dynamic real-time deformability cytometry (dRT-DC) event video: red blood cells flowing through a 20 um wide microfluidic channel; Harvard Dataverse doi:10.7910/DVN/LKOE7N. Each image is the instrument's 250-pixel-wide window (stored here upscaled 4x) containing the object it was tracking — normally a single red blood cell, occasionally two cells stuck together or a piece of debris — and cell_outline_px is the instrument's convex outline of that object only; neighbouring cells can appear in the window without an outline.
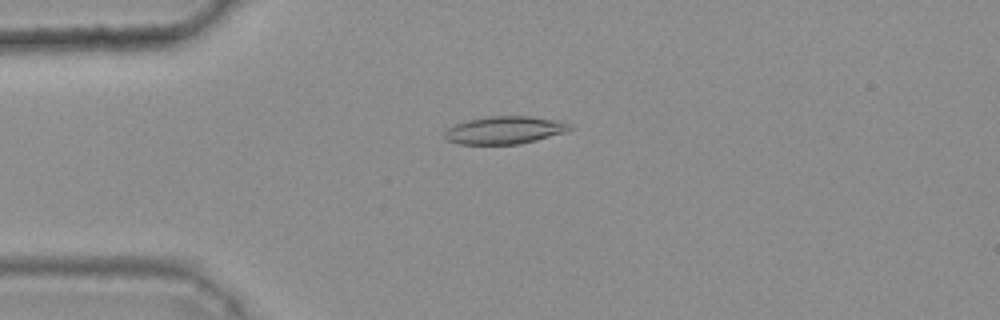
{"species": "common noctule bat (a hibernating species)", "species_latin": "Nyctalus noctula", "temperature_condition": "warm", "stored_images_in_passage": 47, "camera_frame_rate_fps": 3000, "um_per_image_px": 0.085, "animal": {"sex": "female", "body_mass_g": 25.1}, "frame": {"image": 1, "passage_image": 13, "time_ms": 4.0, "image_size_px": [1000, 320], "cell_outline_px": [[572, 128], [564, 132], [536, 140], [520, 144], [460, 144], [448, 140], [444, 136], [444, 132], [448, 128], [456, 124], [468, 120], [488, 116], [528, 116], [552, 120], [572, 124]], "centroid_in_image_um": [42.86, 11.06], "position_along_channel_um": 42.1, "area_um2": 19.88}}
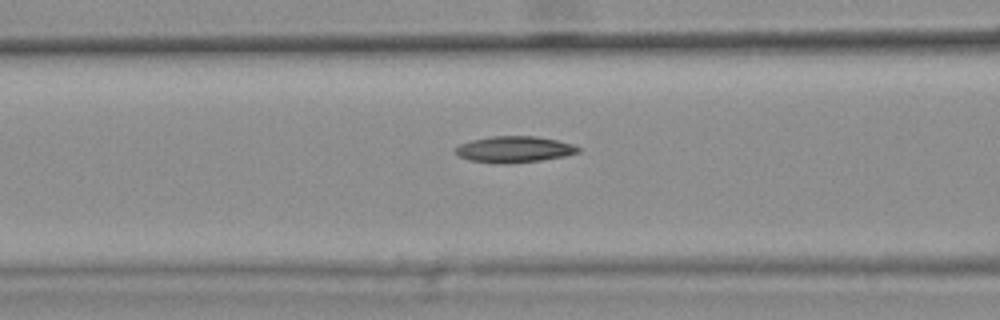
{"frame": {"image": 2, "passage_image": 21, "time_ms": 6.667, "image_size_px": [1000, 320], "cell_outline_px": [[580, 152], [564, 156], [540, 160], [504, 164], [492, 164], [468, 160], [460, 156], [456, 152], [456, 148], [460, 144], [472, 140], [492, 136], [536, 136], [556, 140], [572, 144], [580, 148]], "centroid_in_image_um": [43.7, 12.7], "position_along_channel_um": 122.9, "area_um2": 18.73}}
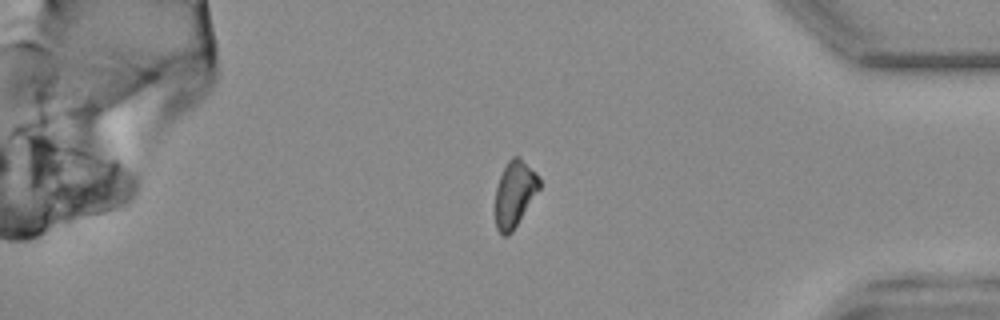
{"frame": {"image": 3, "passage_image": 44, "time_ms": 14.333, "image_size_px": [1000, 320], "cell_outline_px": [[540, 188], [512, 232], [508, 236], [500, 236], [496, 228], [496, 188], [500, 176], [508, 160], [512, 156], [520, 156], [536, 172], [540, 180]], "centroid_in_image_um": [43.74, 16.47], "position_along_channel_um": 391.5, "area_um2": 16.99}}